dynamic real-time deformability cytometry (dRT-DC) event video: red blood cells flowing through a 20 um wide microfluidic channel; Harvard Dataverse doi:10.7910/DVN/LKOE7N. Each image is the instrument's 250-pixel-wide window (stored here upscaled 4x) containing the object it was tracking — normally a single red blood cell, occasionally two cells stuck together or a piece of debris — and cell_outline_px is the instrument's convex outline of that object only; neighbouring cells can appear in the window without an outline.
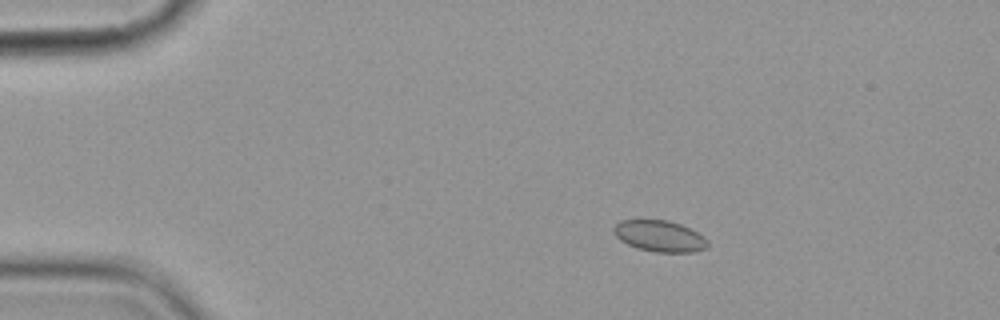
{"species": "common noctule bat (a hibernating species)", "species_latin": "Nyctalus noctula", "temperature_condition": "cold", "stored_images_in_passage": 4, "camera_frame_rate_fps": 3000, "um_per_image_px": 0.085, "animal": {"sex": "female", "body_mass_g": 19.9}, "frame": {"image": 1, "passage_image": 2, "time_ms": 1.333, "image_size_px": [1000, 320], "cell_outline_px": [[708, 244], [704, 248], [692, 252], [656, 252], [636, 248], [620, 240], [612, 232], [612, 228], [620, 220], [668, 220], [680, 224], [704, 236], [708, 240]], "centroid_in_image_um": [56.03, 20.06], "position_along_channel_um": 29.0, "area_um2": 17.05}}